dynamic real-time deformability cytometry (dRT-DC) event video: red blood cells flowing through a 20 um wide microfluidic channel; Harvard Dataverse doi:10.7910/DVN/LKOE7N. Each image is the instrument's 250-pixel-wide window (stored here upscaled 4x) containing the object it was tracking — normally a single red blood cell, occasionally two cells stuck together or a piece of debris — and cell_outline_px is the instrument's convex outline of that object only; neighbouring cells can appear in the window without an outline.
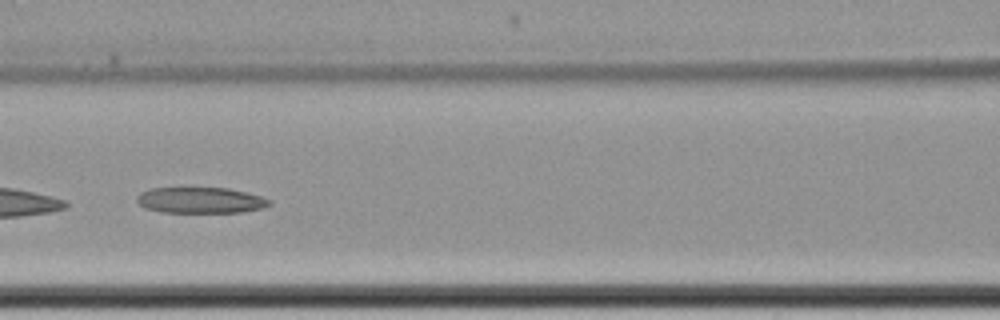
{"species": "common noctule bat (a hibernating species)", "species_latin": "Nyctalus noctula", "temperature_condition": "cold", "stored_images_in_passage": 10, "camera_frame_rate_fps": 3000, "um_per_image_px": 0.085, "animal": {"sex": "female", "body_mass_g": 22.7, "forearm_length_mm": 54.2}, "frame": {"image": 1, "passage_image": 9, "time_ms": 10.667, "image_size_px": [1000, 320], "cell_outline_px": [[272, 204], [264, 208], [240, 212], [160, 212], [144, 208], [136, 200], [136, 196], [140, 192], [152, 188], [228, 188], [260, 196], [272, 200]], "centroid_in_image_um": [17.03, 17.02], "position_along_channel_um": 149.6, "area_um2": 20.06}}
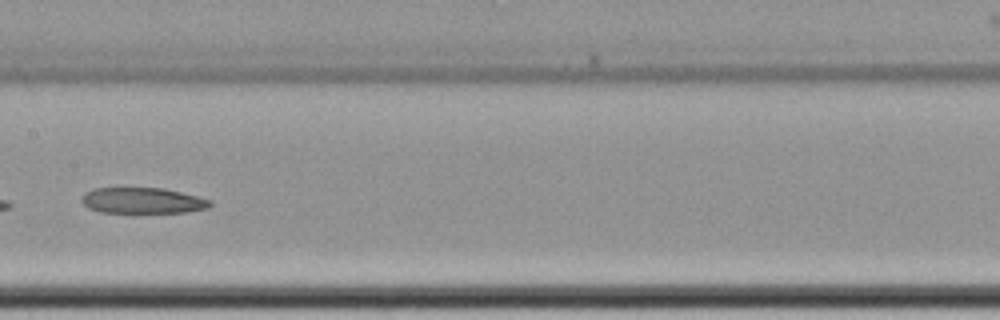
{"frame": {"image": 2, "passage_image": 10, "time_ms": 12.0, "image_size_px": [1000, 320], "cell_outline_px": [[212, 204], [208, 208], [184, 212], [100, 212], [88, 208], [80, 200], [80, 196], [84, 192], [92, 188], [164, 188], [212, 200]], "centroid_in_image_um": [12.07, 17.04], "position_along_channel_um": 195.3, "area_um2": 19.36}}